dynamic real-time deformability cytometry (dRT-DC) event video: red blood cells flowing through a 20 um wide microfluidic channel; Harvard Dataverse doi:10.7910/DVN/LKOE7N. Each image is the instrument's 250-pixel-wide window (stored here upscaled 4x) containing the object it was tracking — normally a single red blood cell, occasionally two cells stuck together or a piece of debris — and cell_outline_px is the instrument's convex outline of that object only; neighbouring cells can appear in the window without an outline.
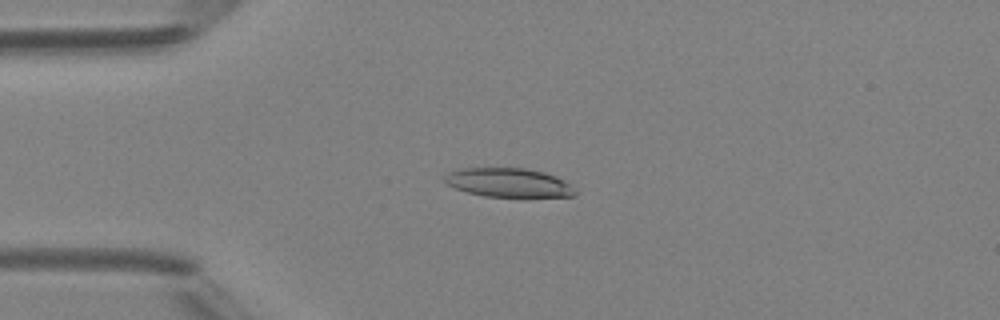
{"species": "Egyptian fruit bat (a non-hibernating species)", "species_latin": "Rousettus aegyptiacus", "temperature_condition": "room temperature", "stored_images_in_passage": 6, "camera_frame_rate_fps": 3000, "um_per_image_px": 0.085, "animal": {"sex": "female"}, "frame": {"image": 1, "passage_image": 3, "time_ms": 3.333, "image_size_px": [1000, 320], "cell_outline_px": [[576, 196], [484, 196], [468, 192], [456, 188], [448, 184], [444, 180], [444, 176], [448, 172], [464, 168], [524, 168], [544, 172], [556, 176], [564, 180], [576, 192]], "centroid_in_image_um": [43.21, 15.51], "position_along_channel_um": 41.8, "area_um2": 21.62}}
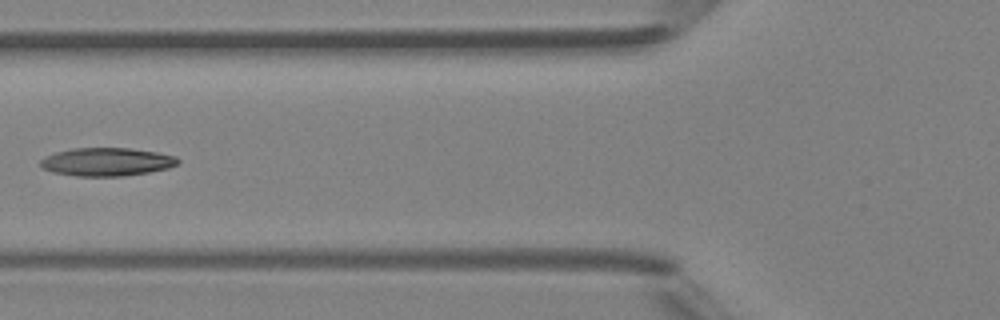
{"frame": {"image": 2, "passage_image": 5, "time_ms": 5.667, "image_size_px": [1000, 320], "cell_outline_px": [[180, 164], [168, 168], [148, 172], [124, 176], [76, 176], [52, 172], [40, 168], [40, 160], [44, 156], [56, 152], [72, 148], [132, 148], [156, 152], [176, 156], [180, 160]], "centroid_in_image_um": [9.06, 13.75], "position_along_channel_um": 116.7, "area_um2": 22.83}}
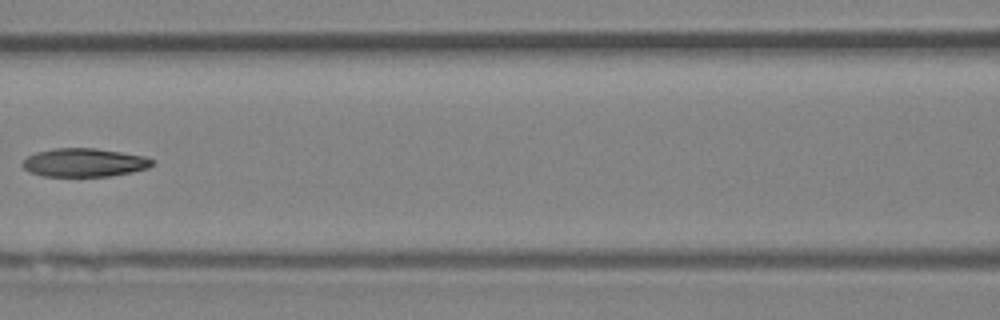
{"frame": {"image": 3, "passage_image": 6, "time_ms": 6.667, "image_size_px": [1000, 320], "cell_outline_px": [[152, 164], [148, 168], [132, 172], [112, 176], [44, 176], [32, 172], [24, 168], [20, 164], [28, 156], [36, 152], [52, 148], [96, 148], [144, 156], [152, 160]], "centroid_in_image_um": [7.14, 13.81], "position_along_channel_um": 159.5, "area_um2": 21.39}}